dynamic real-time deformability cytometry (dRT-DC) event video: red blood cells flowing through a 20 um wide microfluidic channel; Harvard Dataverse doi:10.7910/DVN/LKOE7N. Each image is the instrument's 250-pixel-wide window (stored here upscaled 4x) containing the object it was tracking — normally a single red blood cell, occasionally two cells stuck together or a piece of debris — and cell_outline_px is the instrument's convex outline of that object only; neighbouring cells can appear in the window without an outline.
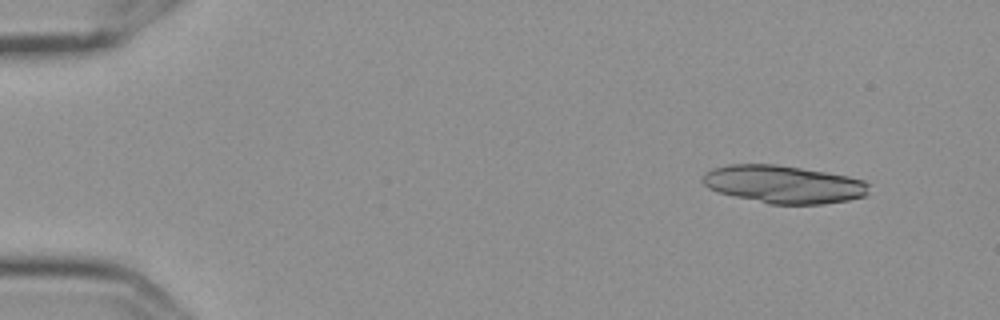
{"species": "Egyptian fruit bat (a non-hibernating species)", "species_latin": "Rousettus aegyptiacus", "temperature_condition": "cold", "stored_images_in_passage": 5, "camera_frame_rate_fps": 3000, "um_per_image_px": 0.085, "frame": {"image": 1, "passage_image": 1, "time_ms": 0.0, "image_size_px": [1000, 320], "cell_outline_px": [[868, 196], [848, 200], [824, 204], [768, 204], [716, 192], [708, 188], [700, 180], [704, 172], [712, 168], [728, 164], [776, 164], [848, 176], [864, 180], [868, 184]], "centroid_in_image_um": [66.56, 15.67], "position_along_channel_um": 18.4, "area_um2": 36.93}}